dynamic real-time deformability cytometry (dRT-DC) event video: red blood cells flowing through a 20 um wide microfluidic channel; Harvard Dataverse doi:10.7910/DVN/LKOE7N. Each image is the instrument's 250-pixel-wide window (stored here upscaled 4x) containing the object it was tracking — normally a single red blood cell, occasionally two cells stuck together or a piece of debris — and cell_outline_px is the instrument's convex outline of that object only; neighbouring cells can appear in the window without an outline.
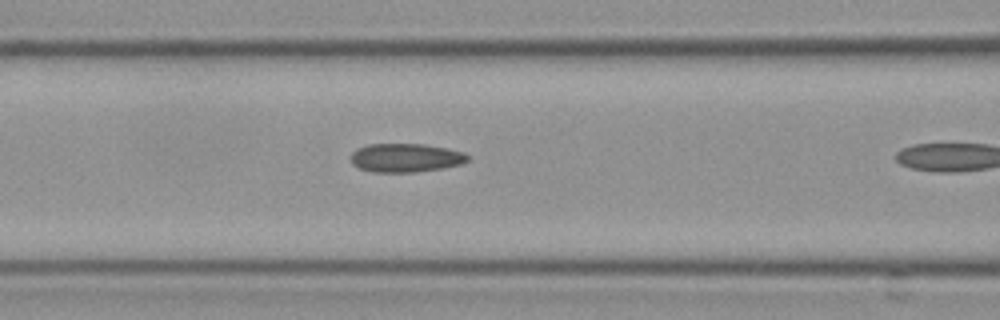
{"species": "Egyptian fruit bat (a non-hibernating species)", "species_latin": "Rousettus aegyptiacus", "temperature_condition": "cold", "stored_images_in_passage": 10, "camera_frame_rate_fps": 3000, "um_per_image_px": 0.085, "frame": {"image": 1, "passage_image": 9, "time_ms": 2.667, "image_size_px": [1000, 320], "cell_outline_px": [[468, 160], [460, 164], [444, 168], [416, 172], [372, 172], [360, 168], [352, 164], [352, 152], [356, 148], [368, 144], [424, 144], [448, 148], [464, 152], [468, 156]], "centroid_in_image_um": [34.48, 13.41], "position_along_channel_um": 132.1, "area_um2": 19.59}}